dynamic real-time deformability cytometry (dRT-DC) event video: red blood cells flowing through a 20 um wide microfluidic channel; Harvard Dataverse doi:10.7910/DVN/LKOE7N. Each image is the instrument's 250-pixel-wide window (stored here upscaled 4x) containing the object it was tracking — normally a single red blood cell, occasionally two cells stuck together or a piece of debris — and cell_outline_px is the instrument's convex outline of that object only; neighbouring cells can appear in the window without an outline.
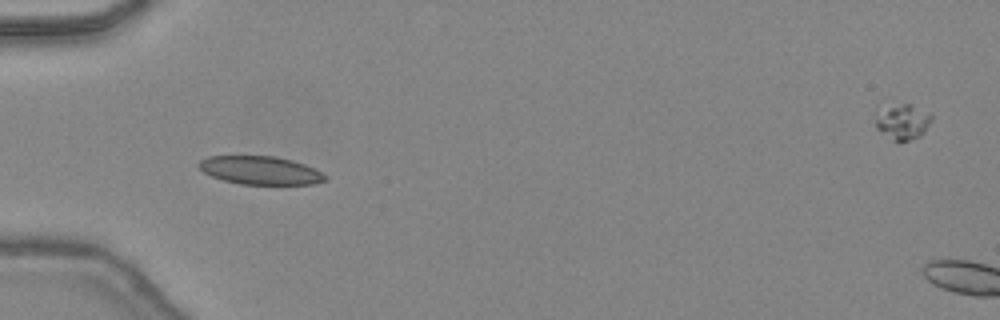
{"species": "common noctule bat (a hibernating species)", "species_latin": "Nyctalus noctula", "temperature_condition": "warm", "stored_images_in_passage": 47, "camera_frame_rate_fps": 3000, "um_per_image_px": 0.085, "animal": {"sex": "female", "body_mass_g": 24.6, "forearm_length_mm": 56.2}, "frame": {"image": 1, "passage_image": 16, "time_ms": 5.0, "image_size_px": [1000, 320], "cell_outline_px": [[328, 176], [324, 180], [312, 184], [240, 184], [224, 180], [212, 176], [204, 172], [196, 164], [200, 160], [208, 156], [276, 156], [292, 160], [304, 164]], "centroid_in_image_um": [22.09, 14.47], "position_along_channel_um": 62.9, "area_um2": 20.63}}
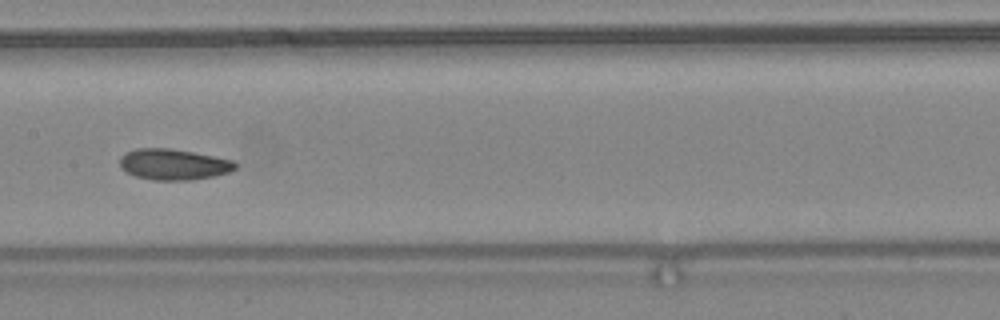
{"frame": {"image": 2, "passage_image": 25, "time_ms": 8.0, "image_size_px": [1000, 320], "cell_outline_px": [[236, 168], [228, 172], [212, 176], [192, 180], [152, 180], [136, 176], [120, 168], [120, 156], [136, 148], [172, 148], [232, 160], [236, 164]], "centroid_in_image_um": [14.72, 13.97], "position_along_channel_um": 192.7, "area_um2": 20.63}}
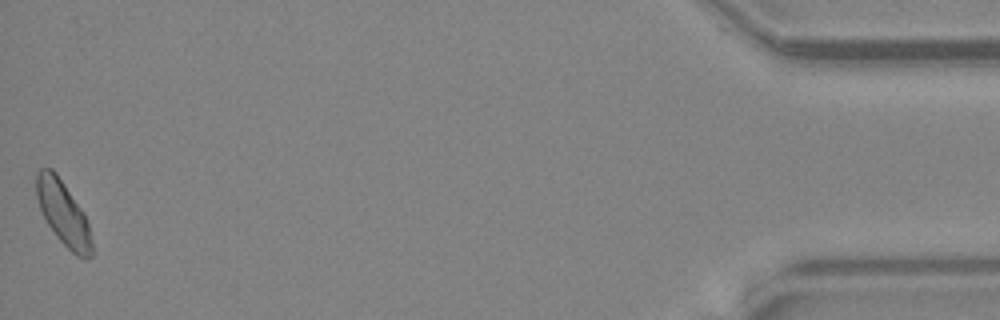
{"frame": {"image": 3, "passage_image": 47, "time_ms": 15.333, "image_size_px": [1000, 320], "cell_outline_px": [[92, 256], [84, 260], [76, 256], [56, 236], [48, 224], [40, 208], [36, 196], [36, 172], [40, 168], [52, 168], [56, 172], [80, 208], [88, 224], [92, 244]], "centroid_in_image_um": [5.36, 18.13], "position_along_channel_um": 429.8, "area_um2": 20.4}, "authors_computed_cell_mechanics": {"area_um2": 20.2878, "velocity_mm_per_s": 4.4616, "shape_relaxation_time_tau1_ms": 5.9525, "shape_relaxation_time_tau2_ms": 2.2388, "deformation_change_tau1": 0.0956, "deformation_change_tau2": 0.0661}}